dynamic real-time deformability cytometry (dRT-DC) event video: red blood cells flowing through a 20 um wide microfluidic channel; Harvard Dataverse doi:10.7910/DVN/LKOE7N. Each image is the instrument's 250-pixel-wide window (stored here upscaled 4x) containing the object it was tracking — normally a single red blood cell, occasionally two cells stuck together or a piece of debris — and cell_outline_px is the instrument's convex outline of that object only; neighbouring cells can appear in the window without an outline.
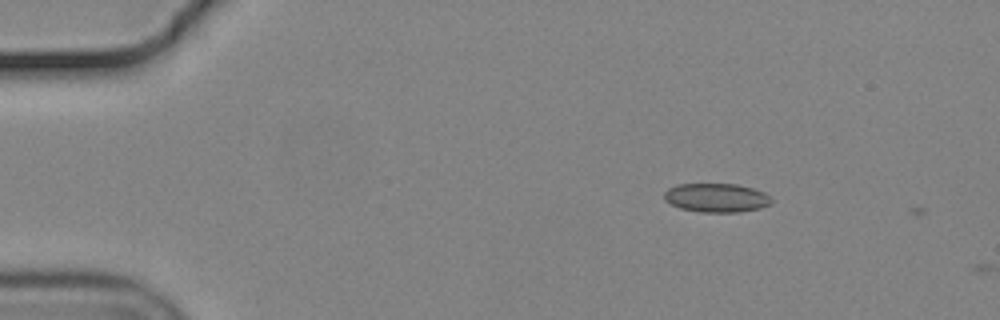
{"species": "common noctule bat (a hibernating species)", "species_latin": "Nyctalus noctula", "temperature_condition": "cold", "stored_images_in_passage": 4, "camera_frame_rate_fps": 3000, "um_per_image_px": 0.085, "animal": {"sex": "male", "body_mass_g": 19.2, "forearm_length_mm": 51.8}, "frame": {"image": 1, "passage_image": 2, "time_ms": 0.333, "image_size_px": [1000, 320], "cell_outline_px": [[772, 204], [760, 208], [740, 212], [700, 212], [680, 208], [664, 200], [664, 192], [668, 188], [676, 184], [736, 184], [752, 188], [764, 192], [772, 200]], "centroid_in_image_um": [60.88, 16.81], "position_along_channel_um": 24.1, "area_um2": 18.09}}